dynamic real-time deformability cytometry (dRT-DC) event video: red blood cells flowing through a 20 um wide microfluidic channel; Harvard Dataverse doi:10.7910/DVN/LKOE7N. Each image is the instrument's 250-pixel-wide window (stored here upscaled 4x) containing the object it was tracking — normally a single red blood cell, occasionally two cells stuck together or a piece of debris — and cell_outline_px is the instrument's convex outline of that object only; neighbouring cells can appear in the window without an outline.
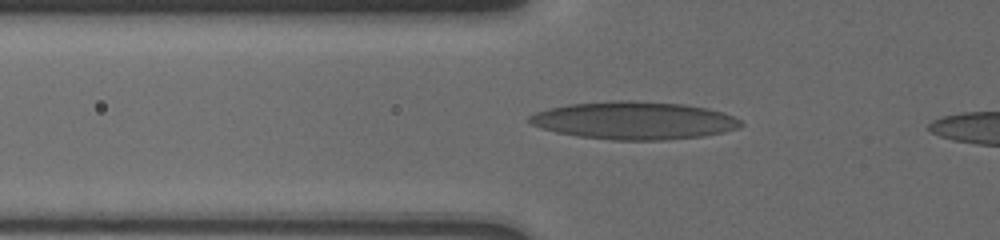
{"species": "human", "species_latin": "Homo sapiens", "temperature_condition": "cold", "stored_images_in_passage": 6, "segment_of_instrument_passage": [1, 2], "camera_frame_rate_fps": 3000, "um_per_image_px": 0.085, "donor": {"sex": "male"}, "frame": {"image": 1, "passage_image": 2, "time_ms": 0.333, "image_size_px": [1000, 240], "cell_outline_px": [[744, 124], [740, 128], [724, 132], [704, 136], [664, 140], [612, 140], [576, 136], [556, 132], [532, 124], [528, 120], [528, 116], [536, 112], [548, 108], [572, 104], [620, 100], [632, 100], [684, 104], [708, 108], [724, 112], [740, 120]], "centroid_in_image_um": [53.94, 10.24], "position_along_channel_um": 71.9, "area_um2": 46.59}}